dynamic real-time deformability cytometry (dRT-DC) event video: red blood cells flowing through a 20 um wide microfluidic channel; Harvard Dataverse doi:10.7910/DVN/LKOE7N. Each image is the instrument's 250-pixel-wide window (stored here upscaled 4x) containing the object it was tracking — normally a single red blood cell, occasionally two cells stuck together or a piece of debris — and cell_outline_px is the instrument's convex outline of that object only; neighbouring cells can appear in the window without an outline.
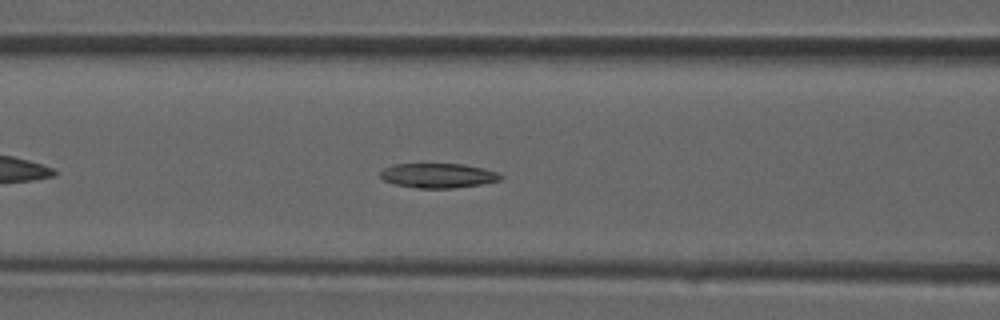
{"species": "common noctule bat (a hibernating species)", "species_latin": "Nyctalus noctula", "temperature_condition": "room temperature", "stored_images_in_passage": 30, "camera_frame_rate_fps": 3000, "um_per_image_px": 0.085, "animal": {"sex": "male", "forearm_length_mm": 52.5}, "frame": {"image": 1, "passage_image": 7, "time_ms": 2.0, "image_size_px": [1000, 320], "cell_outline_px": [[504, 176], [500, 180], [480, 184], [452, 188], [420, 188], [396, 184], [384, 180], [380, 176], [380, 172], [384, 168], [392, 164], [460, 164], [484, 168], [496, 172]], "centroid_in_image_um": [37.23, 14.91], "position_along_channel_um": 129.4, "area_um2": 17.05}}
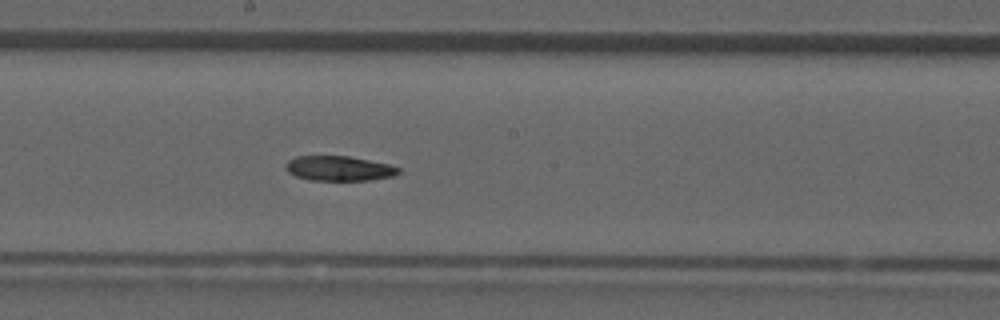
{"frame": {"image": 2, "passage_image": 12, "time_ms": 3.667, "image_size_px": [1000, 320], "cell_outline_px": [[400, 172], [392, 176], [368, 180], [308, 180], [296, 176], [288, 172], [284, 168], [284, 164], [288, 160], [296, 156], [348, 156], [388, 164], [400, 168]], "centroid_in_image_um": [28.76, 14.31], "position_along_channel_um": 219.4, "area_um2": 16.3}}
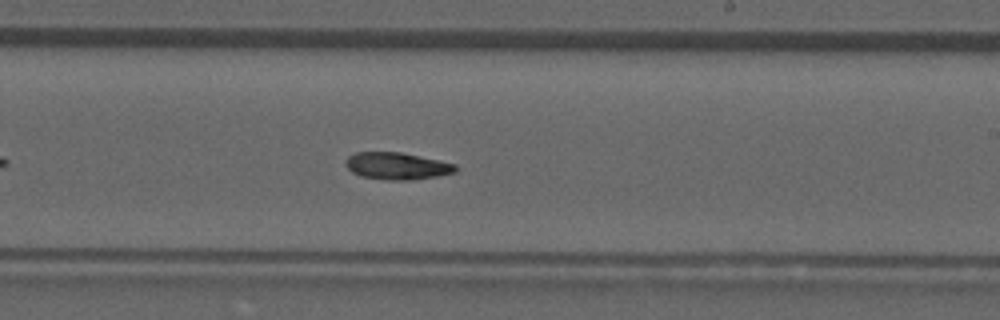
{"frame": {"image": 3, "passage_image": 14, "time_ms": 4.333, "image_size_px": [1000, 320], "cell_outline_px": [[456, 172], [436, 176], [412, 180], [388, 180], [360, 176], [352, 172], [344, 164], [344, 160], [348, 156], [356, 152], [400, 152], [440, 160], [456, 164]], "centroid_in_image_um": [33.72, 14.1], "position_along_channel_um": 255.3, "area_um2": 17.4}}